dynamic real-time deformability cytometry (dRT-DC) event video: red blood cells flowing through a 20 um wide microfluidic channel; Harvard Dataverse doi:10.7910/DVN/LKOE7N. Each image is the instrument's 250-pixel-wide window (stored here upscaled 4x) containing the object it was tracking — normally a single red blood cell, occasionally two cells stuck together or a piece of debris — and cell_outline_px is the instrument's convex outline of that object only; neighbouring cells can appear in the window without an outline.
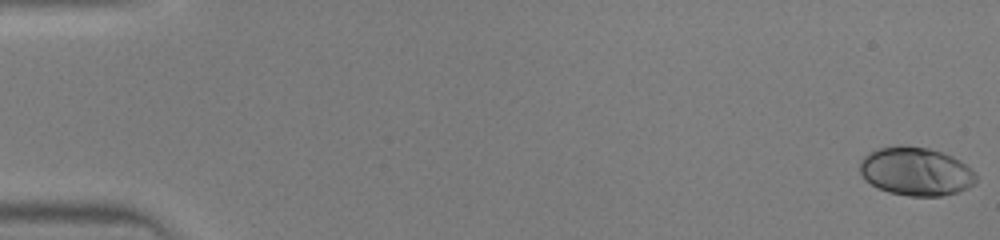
{"species": "human", "species_latin": "Homo sapiens", "temperature_condition": "warm", "stored_images_in_passage": 46, "camera_frame_rate_fps": 3000, "um_per_image_px": 0.085, "donor": {"sex": "male"}, "frame": {"image": 1, "passage_image": 1, "time_ms": 0.0, "image_size_px": [1000, 240], "cell_outline_px": [[976, 184], [968, 188], [956, 192], [940, 196], [908, 196], [888, 192], [864, 180], [860, 172], [860, 160], [868, 152], [876, 148], [900, 144], [908, 144], [928, 148], [952, 156], [960, 160], [976, 176]], "centroid_in_image_um": [77.81, 14.55], "position_along_channel_um": 7.2, "area_um2": 33.0}}
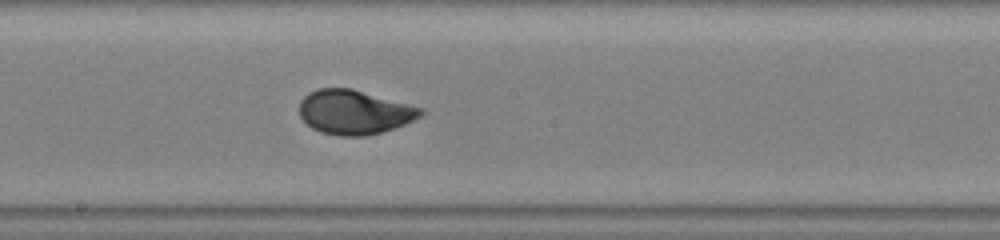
{"frame": {"image": 2, "passage_image": 26, "time_ms": 8.333, "image_size_px": [1000, 240], "cell_outline_px": [[424, 112], [420, 116], [396, 128], [364, 136], [340, 136], [320, 132], [312, 128], [300, 116], [300, 100], [308, 92], [316, 88], [352, 88], [424, 108]], "centroid_in_image_um": [30.11, 9.52], "position_along_channel_um": 218.1, "area_um2": 31.39}}
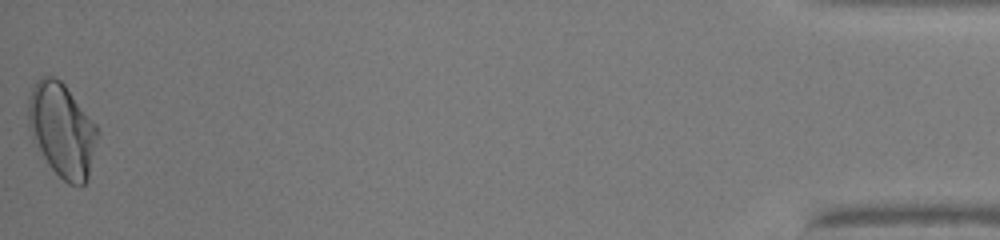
{"frame": {"image": 3, "passage_image": 46, "time_ms": 15.0, "image_size_px": [1000, 240], "cell_outline_px": [[100, 132], [88, 176], [84, 184], [68, 184], [48, 164], [32, 140], [28, 128], [28, 96], [36, 80], [40, 76], [52, 76], [60, 80], [64, 84], [96, 124]], "centroid_in_image_um": [5.25, 11.02], "position_along_channel_um": 429.9, "area_um2": 37.86}}